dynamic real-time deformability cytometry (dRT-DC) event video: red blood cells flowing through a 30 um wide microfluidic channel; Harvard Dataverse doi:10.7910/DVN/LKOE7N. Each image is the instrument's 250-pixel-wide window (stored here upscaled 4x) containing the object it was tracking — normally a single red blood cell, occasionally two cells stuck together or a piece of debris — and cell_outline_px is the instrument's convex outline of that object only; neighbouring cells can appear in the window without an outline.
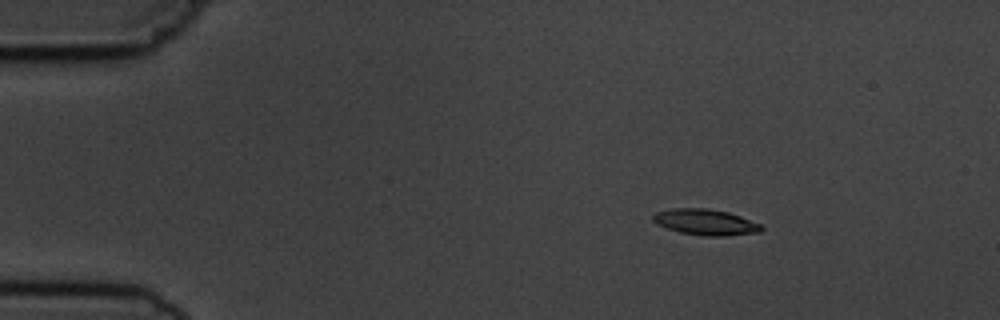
{"species": "common noctule bat (a hibernating species)", "species_latin": "Nyctalus noctula", "temperature_condition": "cold", "stored_images_in_passage": 6, "camera_frame_rate_fps": 3000, "um_per_image_px": 0.085, "animal": {"sex": "male", "body_mass_g": 19.5, "forearm_length_mm": 54.6}, "frame": {"image": 1, "passage_image": 3, "time_ms": 2.333, "image_size_px": [1000, 320], "cell_outline_px": [[764, 228], [760, 232], [724, 236], [704, 236], [680, 232], [656, 224], [652, 220], [652, 216], [656, 212], [672, 208], [708, 208], [728, 212], [740, 216], [760, 224]], "centroid_in_image_um": [59.95, 18.88], "position_along_channel_um": 25.0, "area_um2": 16.36}}
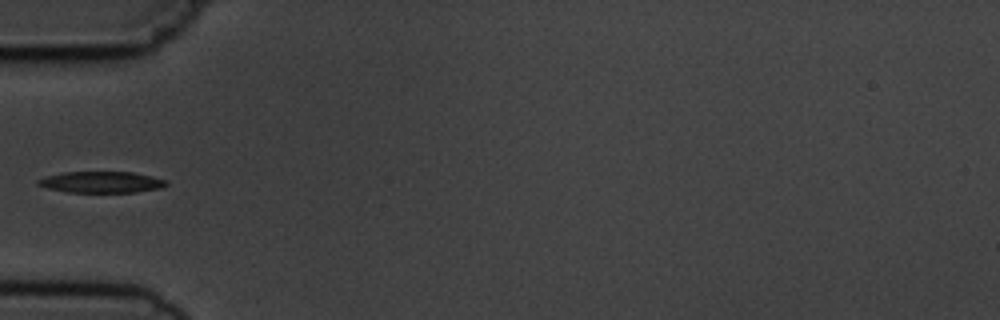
{"frame": {"image": 2, "passage_image": 5, "time_ms": 5.667, "image_size_px": [1000, 320], "cell_outline_px": [[168, 184], [160, 188], [136, 192], [68, 192], [48, 188], [36, 184], [36, 180], [44, 176], [64, 172], [132, 172], [152, 176], [168, 180]], "centroid_in_image_um": [8.61, 15.47], "position_along_channel_um": 76.4, "area_um2": 15.95}}
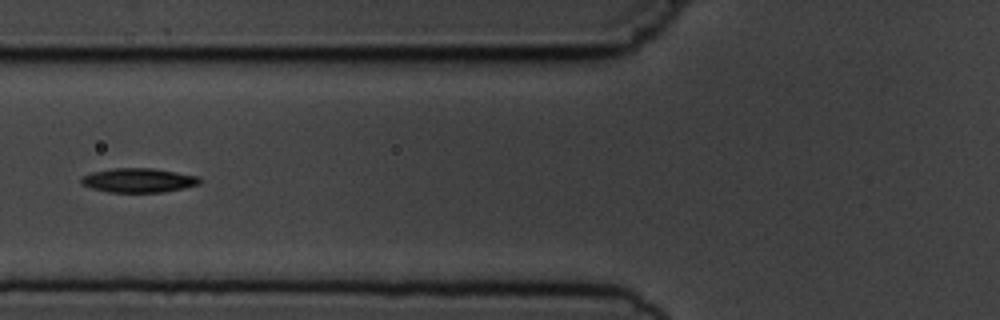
{"frame": {"image": 3, "passage_image": 6, "time_ms": 6.667, "image_size_px": [1000, 320], "cell_outline_px": [[200, 184], [184, 188], [164, 192], [108, 192], [92, 188], [80, 184], [80, 176], [92, 172], [112, 168], [152, 168], [200, 176]], "centroid_in_image_um": [11.75, 15.32], "position_along_channel_um": 114.1, "area_um2": 16.88}}